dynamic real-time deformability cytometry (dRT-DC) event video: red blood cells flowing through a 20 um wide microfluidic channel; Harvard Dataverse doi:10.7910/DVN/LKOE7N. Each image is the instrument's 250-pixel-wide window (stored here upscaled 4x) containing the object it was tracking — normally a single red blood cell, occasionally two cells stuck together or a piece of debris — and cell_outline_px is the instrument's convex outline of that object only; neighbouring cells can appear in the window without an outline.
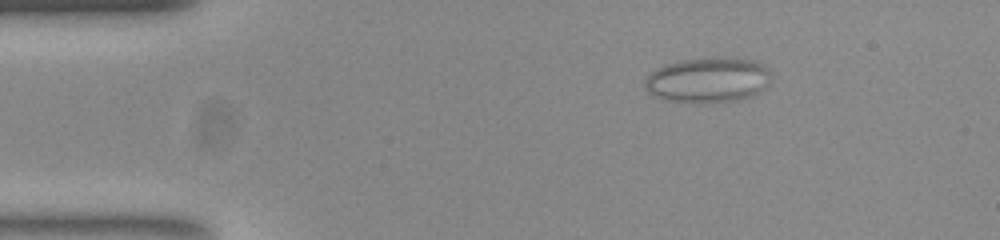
{"species": "common noctule bat (a hibernating species)", "species_latin": "Nyctalus noctula", "temperature_condition": "room temperature", "stored_images_in_passage": 58, "camera_frame_rate_fps": 3000, "um_per_image_px": 0.085, "animal": {"sex": "female", "body_mass_g": 23.0, "forearm_length_mm": 53.4}, "frame": {"image": 1, "passage_image": 9, "time_ms": 2.667, "image_size_px": [1000, 240], "cell_outline_px": [[768, 84], [764, 88], [740, 100], [664, 100], [652, 92], [644, 84], [644, 80], [656, 68], [668, 64], [684, 60], [704, 56], [732, 56], [756, 60], [764, 64], [768, 72]], "centroid_in_image_um": [60.22, 6.71], "position_along_channel_um": 24.8, "area_um2": 32.48}}
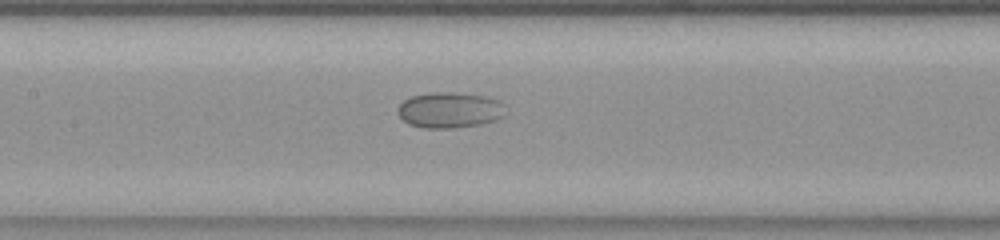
{"frame": {"image": 2, "passage_image": 27, "time_ms": 8.667, "image_size_px": [1000, 240], "cell_outline_px": [[504, 116], [496, 120], [480, 124], [452, 128], [424, 128], [408, 124], [396, 112], [396, 108], [404, 100], [412, 96], [428, 92], [452, 92], [484, 96], [500, 100], [504, 104]], "centroid_in_image_um": [38.21, 9.35], "position_along_channel_um": 169.2, "area_um2": 22.6}}
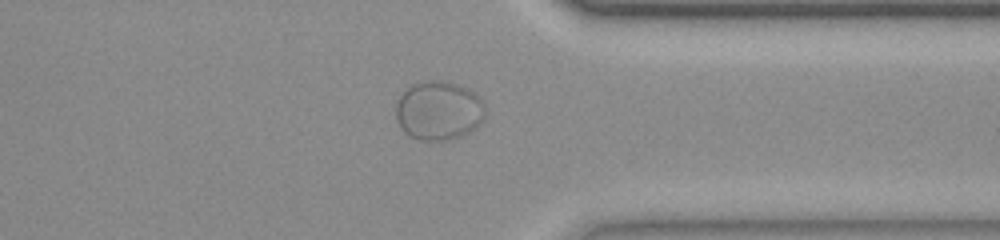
{"frame": {"image": 3, "passage_image": 45, "time_ms": 14.667, "image_size_px": [1000, 240], "cell_outline_px": [[484, 120], [476, 128], [456, 140], [420, 140], [408, 136], [400, 128], [396, 120], [396, 104], [400, 96], [412, 84], [424, 80], [444, 80], [456, 84], [472, 92], [484, 104]], "centroid_in_image_um": [37.27, 9.43], "position_along_channel_um": 374.1, "area_um2": 30.98}}